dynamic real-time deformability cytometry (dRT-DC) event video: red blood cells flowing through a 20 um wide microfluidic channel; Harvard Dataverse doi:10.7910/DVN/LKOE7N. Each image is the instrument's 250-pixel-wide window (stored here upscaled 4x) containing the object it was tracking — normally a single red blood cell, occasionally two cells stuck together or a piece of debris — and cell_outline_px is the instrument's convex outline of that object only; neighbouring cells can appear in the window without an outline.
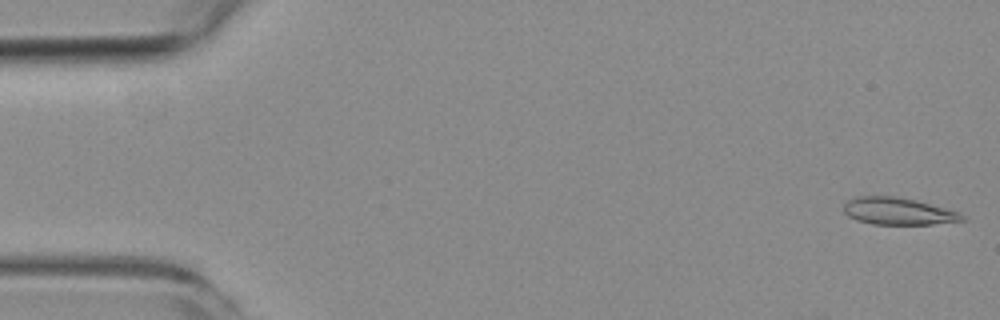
{"species": "common noctule bat (a hibernating species)", "species_latin": "Nyctalus noctula", "temperature_condition": "room temperature", "stored_images_in_passage": 6, "camera_frame_rate_fps": 3000, "um_per_image_px": 0.085, "animal": {"sex": "female", "body_mass_g": 19.3, "forearm_length_mm": 54.1}, "frame": {"image": 1, "passage_image": 1, "time_ms": 0.0, "image_size_px": [1000, 320], "cell_outline_px": [[968, 220], [932, 224], [872, 224], [856, 220], [848, 216], [844, 212], [844, 204], [848, 200], [856, 196], [892, 196], [916, 200], [960, 212]], "centroid_in_image_um": [76.35, 17.95], "position_along_channel_um": 8.7, "area_um2": 18.73}}
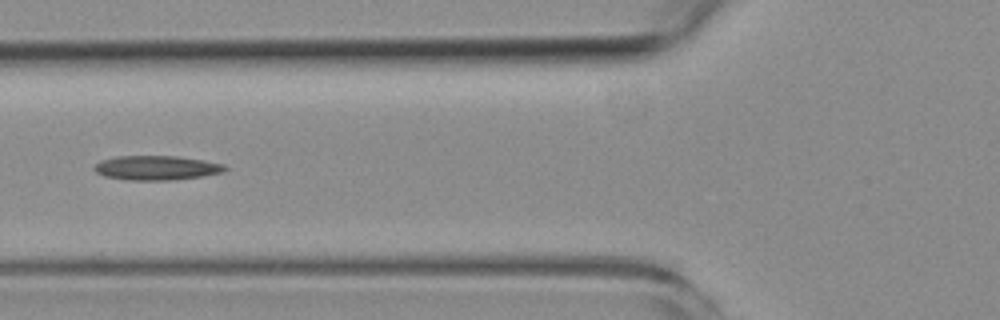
{"frame": {"image": 2, "passage_image": 6, "time_ms": 6.333, "image_size_px": [1000, 320], "cell_outline_px": [[228, 168], [224, 172], [200, 176], [172, 180], [128, 180], [104, 176], [96, 172], [92, 168], [100, 160], [116, 156], [176, 156], [204, 160], [224, 164]], "centroid_in_image_um": [13.29, 14.26], "position_along_channel_um": 112.5, "area_um2": 18.61}}